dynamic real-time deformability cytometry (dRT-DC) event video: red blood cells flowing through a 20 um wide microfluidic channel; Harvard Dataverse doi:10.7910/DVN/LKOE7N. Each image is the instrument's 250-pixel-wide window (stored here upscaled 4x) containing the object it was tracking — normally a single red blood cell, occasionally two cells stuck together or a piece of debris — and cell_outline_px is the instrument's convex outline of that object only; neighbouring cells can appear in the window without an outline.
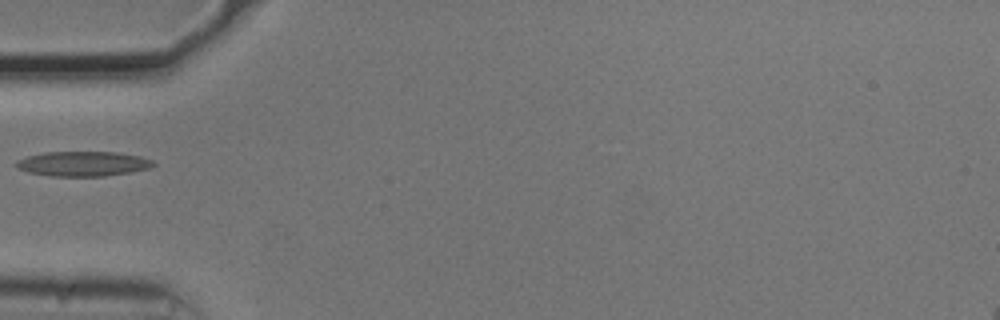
{"species": "common noctule bat (a hibernating species)", "species_latin": "Nyctalus noctula", "temperature_condition": "cold", "stored_images_in_passage": 39, "camera_frame_rate_fps": 3000, "um_per_image_px": 0.085, "animal": {"sex": "male", "body_mass_g": 20.5, "forearm_length_mm": 52.5}, "frame": {"image": 1, "passage_image": 1, "time_ms": 0.0, "image_size_px": [1000, 320], "cell_outline_px": [[156, 164], [148, 168], [132, 172], [104, 176], [52, 176], [28, 172], [16, 168], [12, 164], [16, 160], [28, 156], [44, 152], [116, 152], [140, 156], [152, 160]], "centroid_in_image_um": [7.01, 13.92], "position_along_channel_um": 78.0, "area_um2": 19.94}}
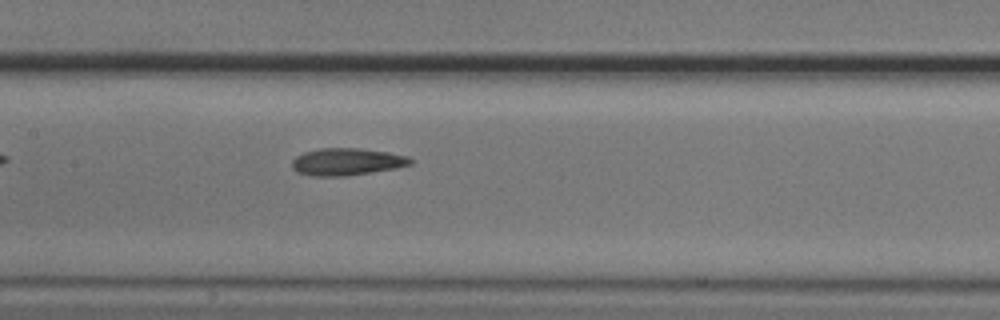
{"frame": {"image": 2, "passage_image": 9, "time_ms": 2.667, "image_size_px": [1000, 320], "cell_outline_px": [[412, 164], [396, 168], [348, 176], [312, 176], [296, 172], [292, 168], [292, 160], [296, 156], [304, 152], [320, 148], [360, 148], [388, 152], [408, 156], [412, 160]], "centroid_in_image_um": [29.46, 13.75], "position_along_channel_um": 177.9, "area_um2": 18.9}}
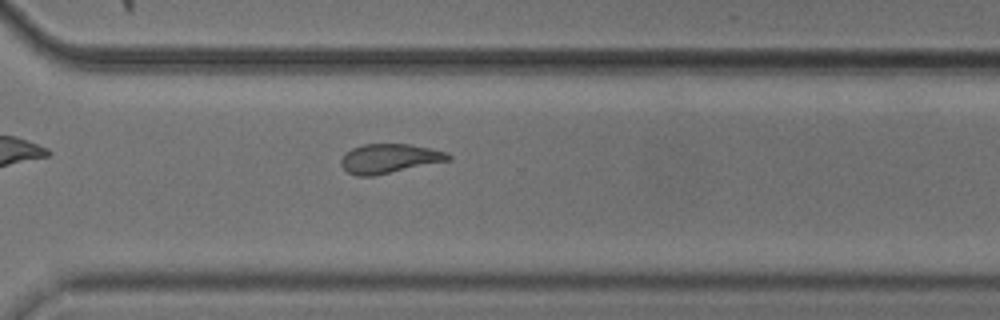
{"frame": {"image": 3, "passage_image": 22, "time_ms": 7.0, "image_size_px": [1000, 320], "cell_outline_px": [[452, 160], [372, 176], [356, 176], [348, 172], [340, 164], [340, 160], [344, 152], [352, 148], [364, 144], [412, 144], [448, 152], [452, 156]], "centroid_in_image_um": [33.11, 13.47], "position_along_channel_um": 337.5, "area_um2": 18.5}}